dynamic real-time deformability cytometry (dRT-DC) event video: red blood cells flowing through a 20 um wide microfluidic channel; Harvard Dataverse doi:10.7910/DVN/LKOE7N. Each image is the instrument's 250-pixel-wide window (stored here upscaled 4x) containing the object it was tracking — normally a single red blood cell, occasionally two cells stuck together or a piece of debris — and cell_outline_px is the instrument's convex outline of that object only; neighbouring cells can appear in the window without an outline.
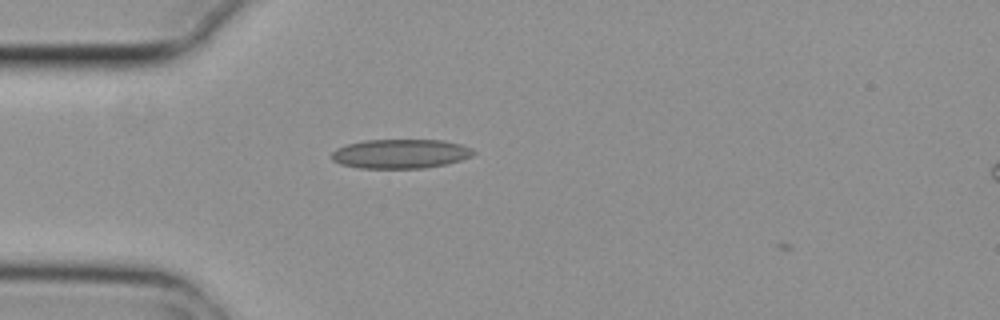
{"species": "common noctule bat (a hibernating species)", "species_latin": "Nyctalus noctula", "temperature_condition": "cold", "stored_images_in_passage": 2, "camera_frame_rate_fps": 3000, "um_per_image_px": 0.085, "animal": {"sex": "female", "body_mass_g": 29.2, "forearm_length_mm": 56.3}, "frame": {"image": 1, "passage_image": 2, "time_ms": 0.333, "image_size_px": [1000, 320], "cell_outline_px": [[476, 152], [472, 156], [460, 160], [444, 164], [424, 168], [360, 168], [340, 164], [332, 160], [332, 152], [336, 148], [348, 144], [364, 140], [444, 140], [460, 144], [472, 148]], "centroid_in_image_um": [34.04, 13.07], "position_along_channel_um": 51.0, "area_um2": 24.16}}